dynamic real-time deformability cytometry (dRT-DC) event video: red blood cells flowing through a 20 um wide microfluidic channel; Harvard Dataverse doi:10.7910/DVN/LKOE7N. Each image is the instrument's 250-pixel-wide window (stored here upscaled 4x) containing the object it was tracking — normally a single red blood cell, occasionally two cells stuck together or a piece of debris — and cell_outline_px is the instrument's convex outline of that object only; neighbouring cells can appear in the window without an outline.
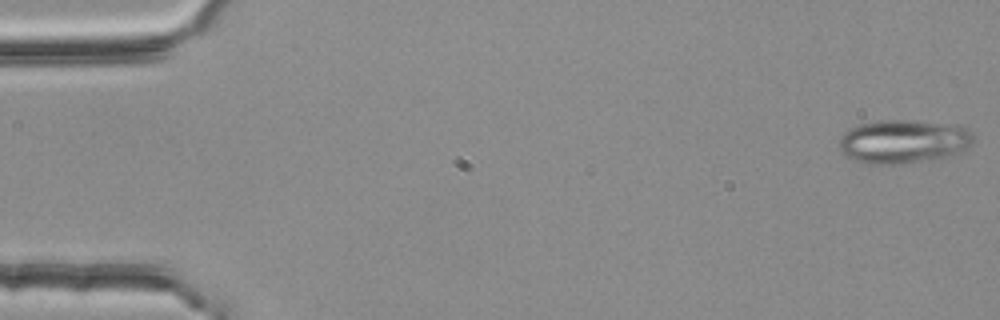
{"species": "common noctule bat (a hibernating species)", "species_latin": "Nyctalus noctula", "temperature_condition": "room temperature", "stored_images_in_passage": 4, "camera_frame_rate_fps": 3000, "um_per_image_px": 0.085, "animal": {"sex": "female", "body_mass_g": 25.1}, "frame": {"image": 1, "passage_image": 1, "time_ms": 0.0, "image_size_px": [1000, 320], "cell_outline_px": [[972, 144], [952, 156], [932, 160], [896, 164], [868, 164], [852, 160], [840, 152], [840, 136], [844, 132], [860, 124], [880, 120], [916, 120], [960, 124], [968, 128], [972, 132]], "centroid_in_image_um": [76.82, 12.02], "position_along_channel_um": 8.2, "area_um2": 34.74}}